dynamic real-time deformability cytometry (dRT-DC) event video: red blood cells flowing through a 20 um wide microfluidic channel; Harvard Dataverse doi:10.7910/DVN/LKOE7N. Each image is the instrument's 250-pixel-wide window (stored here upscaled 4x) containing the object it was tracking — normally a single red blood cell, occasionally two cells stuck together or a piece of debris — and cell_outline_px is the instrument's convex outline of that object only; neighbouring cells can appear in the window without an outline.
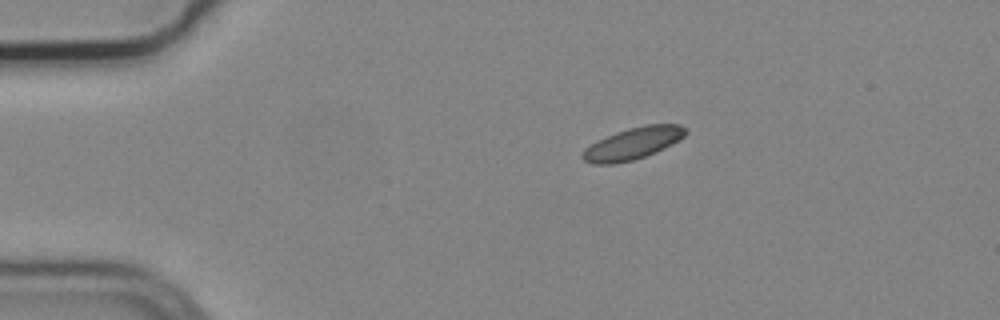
{"species": "common noctule bat (a hibernating species)", "species_latin": "Nyctalus noctula", "temperature_condition": "cold", "stored_images_in_passage": 2, "camera_frame_rate_fps": 3000, "um_per_image_px": 0.085, "animal": {"sex": "male", "body_mass_g": 19.2, "forearm_length_mm": 51.8}, "frame": {"image": 1, "passage_image": 2, "time_ms": 0.333, "image_size_px": [1000, 320], "cell_outline_px": [[688, 132], [684, 136], [664, 148], [656, 152], [632, 160], [612, 164], [592, 164], [584, 160], [580, 156], [584, 148], [616, 132], [628, 128], [644, 124], [680, 124]], "centroid_in_image_um": [53.79, 12.19], "position_along_channel_um": 31.2, "area_um2": 18.9}}